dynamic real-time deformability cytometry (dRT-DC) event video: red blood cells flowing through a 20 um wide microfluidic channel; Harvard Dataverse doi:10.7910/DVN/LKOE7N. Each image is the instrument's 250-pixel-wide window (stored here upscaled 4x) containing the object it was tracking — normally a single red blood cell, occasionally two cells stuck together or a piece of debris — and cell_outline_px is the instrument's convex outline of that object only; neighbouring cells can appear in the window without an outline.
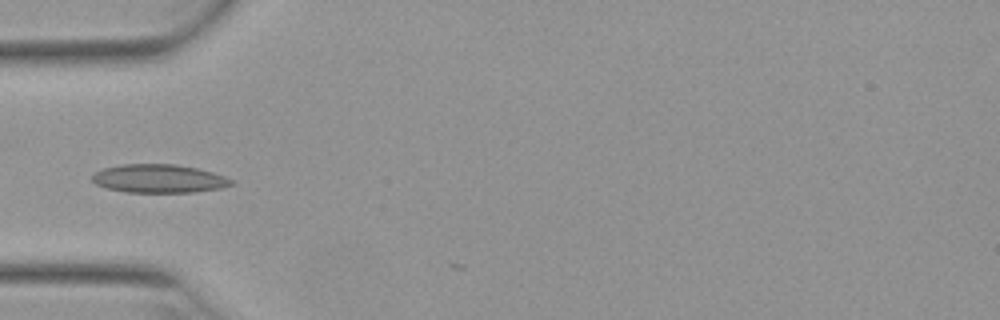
{"species": "Egyptian fruit bat (a non-hibernating species)", "species_latin": "Rousettus aegyptiacus", "temperature_condition": "warm", "stored_images_in_passage": 3, "camera_frame_rate_fps": 3000, "um_per_image_px": 0.085, "animal": {"sex": "female"}, "frame": {"image": 1, "passage_image": 1, "time_ms": 0.0, "image_size_px": [1000, 320], "cell_outline_px": [[236, 184], [220, 188], [192, 192], [124, 192], [108, 188], [96, 184], [92, 180], [92, 176], [96, 172], [104, 168], [124, 164], [176, 164], [196, 168], [212, 172], [224, 176], [232, 180]], "centroid_in_image_um": [13.52, 15.18], "position_along_channel_um": 71.5, "area_um2": 22.89}}